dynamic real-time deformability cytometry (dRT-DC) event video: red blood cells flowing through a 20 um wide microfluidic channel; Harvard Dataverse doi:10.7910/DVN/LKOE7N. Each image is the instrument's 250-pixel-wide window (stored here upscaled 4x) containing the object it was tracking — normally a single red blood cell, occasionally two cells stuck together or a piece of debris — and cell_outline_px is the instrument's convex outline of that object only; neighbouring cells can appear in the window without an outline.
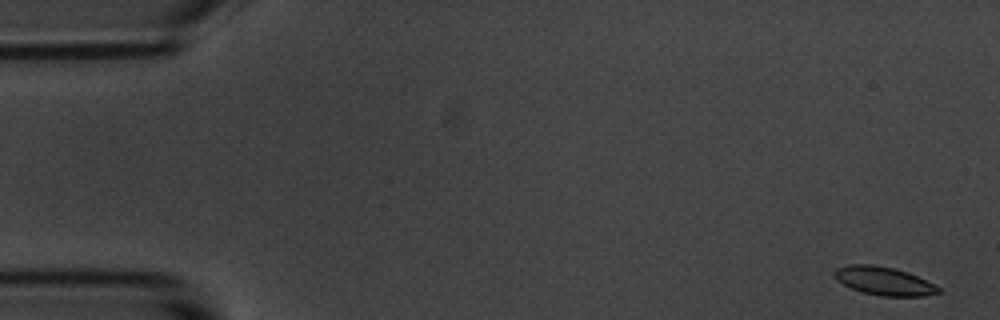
{"species": "common noctule bat (a hibernating species)", "species_latin": "Nyctalus noctula", "temperature_condition": "room temperature", "stored_images_in_passage": 55, "camera_frame_rate_fps": 3000, "um_per_image_px": 0.085, "animal": {"sex": "male", "body_mass_g": 20.1, "forearm_length_mm": 53.5}, "frame": {"image": 1, "passage_image": 1, "time_ms": 0.0, "image_size_px": [1000, 320], "cell_outline_px": [[940, 292], [924, 296], [880, 296], [860, 292], [836, 280], [832, 272], [836, 268], [848, 264], [872, 264], [896, 268], [908, 272], [936, 284], [940, 288]], "centroid_in_image_um": [75.12, 23.87], "position_along_channel_um": 9.9, "area_um2": 17.46}}
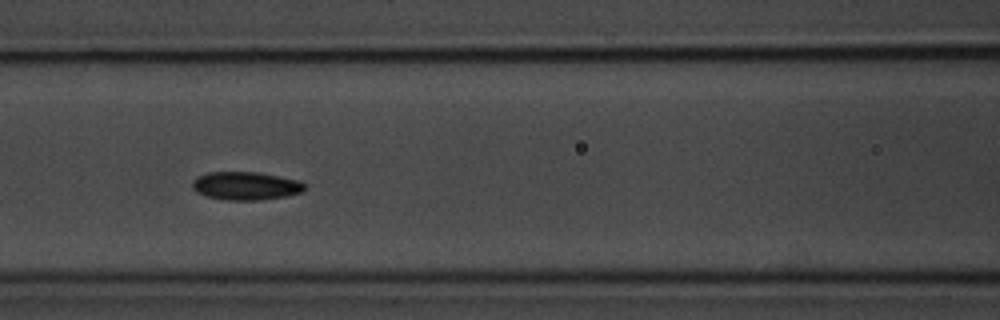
{"frame": {"image": 2, "passage_image": 23, "time_ms": 7.333, "image_size_px": [1000, 320], "cell_outline_px": [[304, 188], [300, 192], [288, 196], [260, 200], [224, 200], [208, 196], [196, 192], [192, 188], [192, 180], [196, 176], [208, 172], [260, 172], [300, 180], [304, 184]], "centroid_in_image_um": [20.87, 15.79], "position_along_channel_um": 145.7, "area_um2": 18.61}}
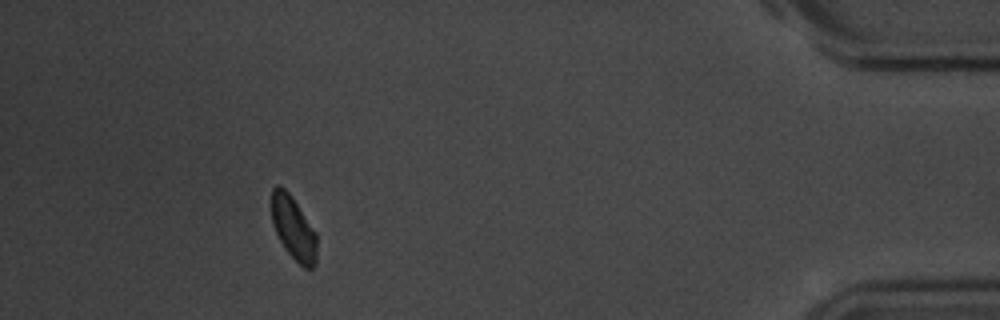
{"frame": {"image": 3, "passage_image": 50, "time_ms": 16.333, "image_size_px": [1000, 320], "cell_outline_px": [[316, 264], [312, 268], [304, 268], [284, 248], [272, 224], [272, 188], [276, 184], [280, 184], [292, 196], [316, 232]], "centroid_in_image_um": [24.94, 19.36], "position_along_channel_um": 410.3, "area_um2": 16.65}, "authors_computed_cell_mechanics": {"area_um2": 17.7446, "velocity_mm_per_s": 3.5906, "shape_relaxation_time_tau1_ms": 2.2172, "shape_relaxation_time_tau2_ms": null, "deformation_change_tau1": 0.0855, "deformation_change_tau2": null}}